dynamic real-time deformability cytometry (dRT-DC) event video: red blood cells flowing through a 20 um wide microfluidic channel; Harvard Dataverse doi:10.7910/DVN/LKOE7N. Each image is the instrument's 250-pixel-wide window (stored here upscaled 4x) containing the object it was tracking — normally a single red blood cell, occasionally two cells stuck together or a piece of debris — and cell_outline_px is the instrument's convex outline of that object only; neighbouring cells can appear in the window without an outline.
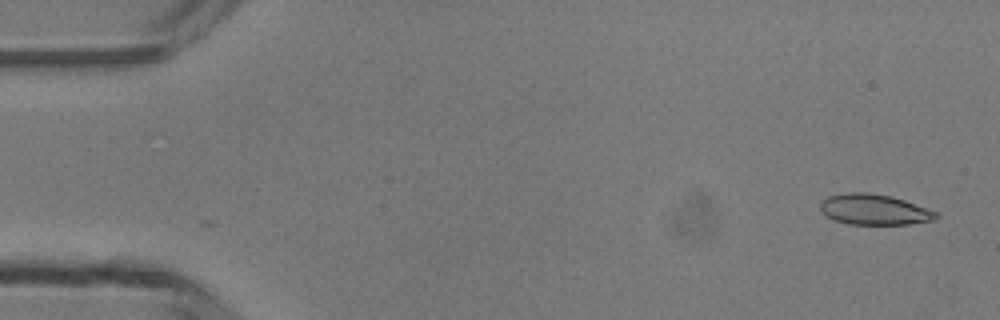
{"species": "common noctule bat (a hibernating species)", "species_latin": "Nyctalus noctula", "temperature_condition": "room temperature", "stored_images_in_passage": 48, "camera_frame_rate_fps": 3000, "um_per_image_px": 0.085, "animal": {"sex": "male", "body_mass_g": 13.3}, "frame": {"image": 1, "passage_image": 2, "time_ms": 0.333, "image_size_px": [1000, 320], "cell_outline_px": [[940, 216], [932, 220], [908, 224], [848, 224], [836, 220], [828, 216], [820, 208], [820, 204], [828, 196], [848, 192], [868, 192], [892, 196], [904, 200], [936, 212]], "centroid_in_image_um": [74.31, 17.8], "position_along_channel_um": 10.7, "area_um2": 20.35}}
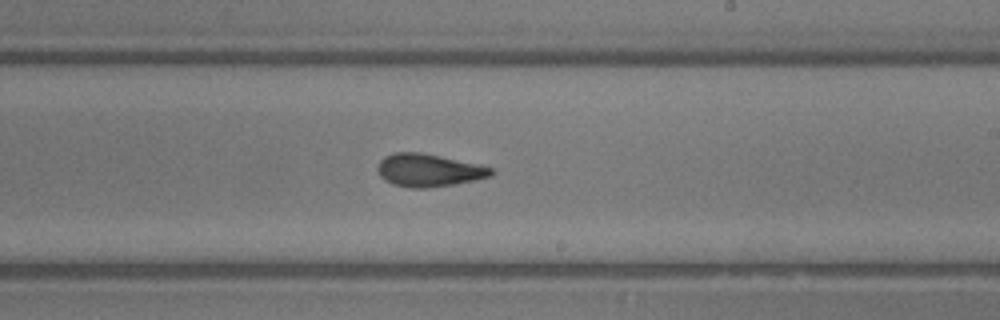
{"frame": {"image": 2, "passage_image": 28, "time_ms": 9.0, "image_size_px": [1000, 320], "cell_outline_px": [[496, 172], [492, 176], [476, 180], [428, 188], [408, 188], [392, 184], [384, 180], [380, 176], [376, 168], [380, 160], [384, 156], [396, 152], [420, 152], [480, 164], [496, 168]], "centroid_in_image_um": [36.47, 14.47], "position_along_channel_um": 252.5, "area_um2": 22.02}}
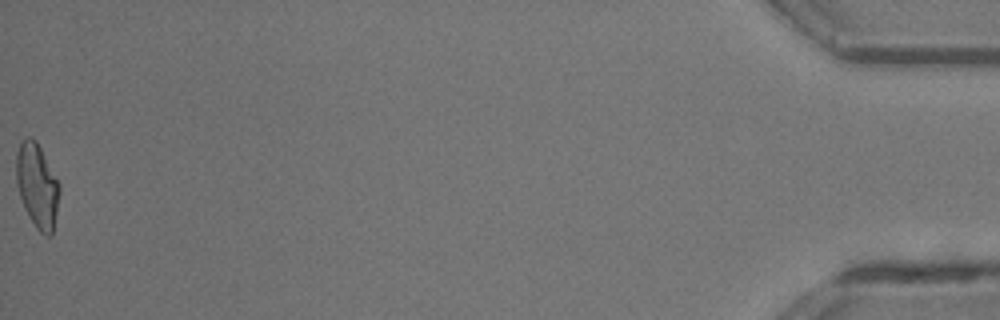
{"frame": {"image": 3, "passage_image": 48, "time_ms": 15.667, "image_size_px": [1000, 320], "cell_outline_px": [[60, 192], [52, 236], [44, 236], [36, 228], [28, 216], [24, 208], [16, 184], [16, 152], [20, 144], [28, 136], [32, 136], [36, 140], [60, 184]], "centroid_in_image_um": [3.16, 15.8], "position_along_channel_um": 432.0, "area_um2": 21.33}, "authors_computed_cell_mechanics": {"area_um2": 21.0392, "velocity_mm_per_s": 4.2949, "shape_relaxation_time_tau1_ms": 7.1388, "shape_relaxation_time_tau2_ms": 2.2719, "deformation_change_tau1": 0.2166, "deformation_change_tau2": 0.0917}}